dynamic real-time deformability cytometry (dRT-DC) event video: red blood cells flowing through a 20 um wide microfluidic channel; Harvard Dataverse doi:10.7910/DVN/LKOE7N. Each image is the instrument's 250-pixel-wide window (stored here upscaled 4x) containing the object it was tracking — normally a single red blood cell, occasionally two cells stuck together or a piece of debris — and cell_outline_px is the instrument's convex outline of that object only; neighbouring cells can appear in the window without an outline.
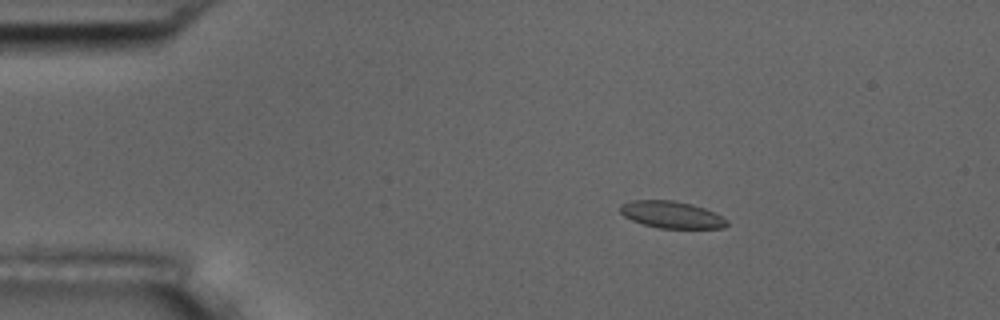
{"species": "common noctule bat (a hibernating species)", "species_latin": "Nyctalus noctula", "temperature_condition": "room temperature", "stored_images_in_passage": 5, "segment_of_instrument_passage": [1, 2], "camera_frame_rate_fps": 3000, "um_per_image_px": 0.085, "animal": {"sex": "male", "body_mass_g": 17.5, "forearm_length_mm": 52.3}, "frame": {"image": 1, "passage_image": 2, "time_ms": 1.0, "image_size_px": [1000, 320], "cell_outline_px": [[728, 224], [724, 228], [660, 228], [644, 224], [632, 220], [624, 216], [620, 212], [620, 204], [632, 200], [676, 200], [692, 204], [704, 208], [728, 220]], "centroid_in_image_um": [57.07, 18.24], "position_along_channel_um": 27.9, "area_um2": 16.7}}